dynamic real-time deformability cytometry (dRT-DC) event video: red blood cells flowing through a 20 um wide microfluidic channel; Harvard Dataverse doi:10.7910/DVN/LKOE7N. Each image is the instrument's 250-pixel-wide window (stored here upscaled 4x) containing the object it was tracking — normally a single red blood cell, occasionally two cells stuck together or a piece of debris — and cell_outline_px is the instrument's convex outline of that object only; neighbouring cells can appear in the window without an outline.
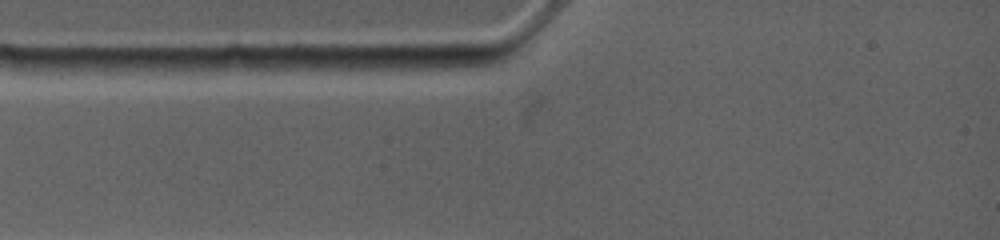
{"species": "common noctule bat (a hibernating species)", "species_latin": "Nyctalus noctula", "temperature_condition": "warm", "stored_images_in_passage": 2, "camera_frame_rate_fps": 4500, "um_per_image_px": 0.085, "animal": {"sex": "female", "body_mass_g": 19.0, "forearm_length_mm": 53.3}, "frame": {"image": 1, "passage_image": 1, "time_ms": 0.0, "image_size_px": [1000, 240], "cell_outline_px": [[252, 68], [240, 72], [188, 76], [168, 76], [136, 68], [136, 64], [152, 60], [228, 56], [240, 56]], "centroid_in_image_um": [16.63, 5.61], "position_along_channel_um": 68.4, "area_um2": 12.25}}